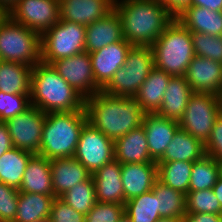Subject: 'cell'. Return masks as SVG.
Wrapping results in <instances>:
<instances>
[{
    "label": "cell",
    "instance_id": "6da1fadb",
    "mask_svg": "<svg viewBox=\"0 0 222 222\" xmlns=\"http://www.w3.org/2000/svg\"><path fill=\"white\" fill-rule=\"evenodd\" d=\"M87 121L115 142L142 125L145 112L135 97H118L102 90L85 99Z\"/></svg>",
    "mask_w": 222,
    "mask_h": 222
},
{
    "label": "cell",
    "instance_id": "7a4b0ae2",
    "mask_svg": "<svg viewBox=\"0 0 222 222\" xmlns=\"http://www.w3.org/2000/svg\"><path fill=\"white\" fill-rule=\"evenodd\" d=\"M123 37L132 46H152L175 16L160 0H115Z\"/></svg>",
    "mask_w": 222,
    "mask_h": 222
},
{
    "label": "cell",
    "instance_id": "3957f363",
    "mask_svg": "<svg viewBox=\"0 0 222 222\" xmlns=\"http://www.w3.org/2000/svg\"><path fill=\"white\" fill-rule=\"evenodd\" d=\"M30 103L44 113L84 110L85 98L65 81L51 64L33 66Z\"/></svg>",
    "mask_w": 222,
    "mask_h": 222
},
{
    "label": "cell",
    "instance_id": "277c9868",
    "mask_svg": "<svg viewBox=\"0 0 222 222\" xmlns=\"http://www.w3.org/2000/svg\"><path fill=\"white\" fill-rule=\"evenodd\" d=\"M87 122L85 109L47 113L38 155L48 160L73 158L81 131Z\"/></svg>",
    "mask_w": 222,
    "mask_h": 222
},
{
    "label": "cell",
    "instance_id": "5b68a950",
    "mask_svg": "<svg viewBox=\"0 0 222 222\" xmlns=\"http://www.w3.org/2000/svg\"><path fill=\"white\" fill-rule=\"evenodd\" d=\"M154 67L171 76H185L195 56L190 31L173 20L152 44Z\"/></svg>",
    "mask_w": 222,
    "mask_h": 222
},
{
    "label": "cell",
    "instance_id": "8992f818",
    "mask_svg": "<svg viewBox=\"0 0 222 222\" xmlns=\"http://www.w3.org/2000/svg\"><path fill=\"white\" fill-rule=\"evenodd\" d=\"M40 34L9 15L0 24V60L33 67L41 62Z\"/></svg>",
    "mask_w": 222,
    "mask_h": 222
},
{
    "label": "cell",
    "instance_id": "52a82bcc",
    "mask_svg": "<svg viewBox=\"0 0 222 222\" xmlns=\"http://www.w3.org/2000/svg\"><path fill=\"white\" fill-rule=\"evenodd\" d=\"M154 68V53L150 46H132L124 65L102 89L106 94L118 97H135L140 86Z\"/></svg>",
    "mask_w": 222,
    "mask_h": 222
},
{
    "label": "cell",
    "instance_id": "ba28073f",
    "mask_svg": "<svg viewBox=\"0 0 222 222\" xmlns=\"http://www.w3.org/2000/svg\"><path fill=\"white\" fill-rule=\"evenodd\" d=\"M41 62H52L85 52L86 26L59 20L40 35Z\"/></svg>",
    "mask_w": 222,
    "mask_h": 222
},
{
    "label": "cell",
    "instance_id": "9c48e42d",
    "mask_svg": "<svg viewBox=\"0 0 222 222\" xmlns=\"http://www.w3.org/2000/svg\"><path fill=\"white\" fill-rule=\"evenodd\" d=\"M222 112V96L194 92L187 102L180 128L200 140L207 142L216 118Z\"/></svg>",
    "mask_w": 222,
    "mask_h": 222
},
{
    "label": "cell",
    "instance_id": "30bf717a",
    "mask_svg": "<svg viewBox=\"0 0 222 222\" xmlns=\"http://www.w3.org/2000/svg\"><path fill=\"white\" fill-rule=\"evenodd\" d=\"M73 158L93 174L115 159L114 142L87 122L81 131Z\"/></svg>",
    "mask_w": 222,
    "mask_h": 222
},
{
    "label": "cell",
    "instance_id": "8fae6325",
    "mask_svg": "<svg viewBox=\"0 0 222 222\" xmlns=\"http://www.w3.org/2000/svg\"><path fill=\"white\" fill-rule=\"evenodd\" d=\"M46 113L35 106L6 121L14 147L39 154Z\"/></svg>",
    "mask_w": 222,
    "mask_h": 222
},
{
    "label": "cell",
    "instance_id": "7c38bea8",
    "mask_svg": "<svg viewBox=\"0 0 222 222\" xmlns=\"http://www.w3.org/2000/svg\"><path fill=\"white\" fill-rule=\"evenodd\" d=\"M17 23L40 35L60 20L59 0H18L8 12Z\"/></svg>",
    "mask_w": 222,
    "mask_h": 222
},
{
    "label": "cell",
    "instance_id": "4fadbf2b",
    "mask_svg": "<svg viewBox=\"0 0 222 222\" xmlns=\"http://www.w3.org/2000/svg\"><path fill=\"white\" fill-rule=\"evenodd\" d=\"M58 74L85 99L102 89L95 83L88 52H82L51 63Z\"/></svg>",
    "mask_w": 222,
    "mask_h": 222
},
{
    "label": "cell",
    "instance_id": "5bb4252c",
    "mask_svg": "<svg viewBox=\"0 0 222 222\" xmlns=\"http://www.w3.org/2000/svg\"><path fill=\"white\" fill-rule=\"evenodd\" d=\"M131 47L132 45L123 39L89 53L94 80L101 89L109 83L113 75L124 65Z\"/></svg>",
    "mask_w": 222,
    "mask_h": 222
},
{
    "label": "cell",
    "instance_id": "9a60e30c",
    "mask_svg": "<svg viewBox=\"0 0 222 222\" xmlns=\"http://www.w3.org/2000/svg\"><path fill=\"white\" fill-rule=\"evenodd\" d=\"M185 78L193 92L222 96V63L220 62L194 56Z\"/></svg>",
    "mask_w": 222,
    "mask_h": 222
},
{
    "label": "cell",
    "instance_id": "2e32d148",
    "mask_svg": "<svg viewBox=\"0 0 222 222\" xmlns=\"http://www.w3.org/2000/svg\"><path fill=\"white\" fill-rule=\"evenodd\" d=\"M148 143L149 154L157 162L164 154L176 131L179 122L167 119L157 113H145L142 120Z\"/></svg>",
    "mask_w": 222,
    "mask_h": 222
},
{
    "label": "cell",
    "instance_id": "e0dca14e",
    "mask_svg": "<svg viewBox=\"0 0 222 222\" xmlns=\"http://www.w3.org/2000/svg\"><path fill=\"white\" fill-rule=\"evenodd\" d=\"M60 19L88 26L114 9L115 0H60Z\"/></svg>",
    "mask_w": 222,
    "mask_h": 222
},
{
    "label": "cell",
    "instance_id": "ac0fdd59",
    "mask_svg": "<svg viewBox=\"0 0 222 222\" xmlns=\"http://www.w3.org/2000/svg\"><path fill=\"white\" fill-rule=\"evenodd\" d=\"M123 39L122 21L114 8L106 16L86 26L85 51L92 53Z\"/></svg>",
    "mask_w": 222,
    "mask_h": 222
},
{
    "label": "cell",
    "instance_id": "d6986e66",
    "mask_svg": "<svg viewBox=\"0 0 222 222\" xmlns=\"http://www.w3.org/2000/svg\"><path fill=\"white\" fill-rule=\"evenodd\" d=\"M96 200L101 203H126L121 179V164L112 160L92 174Z\"/></svg>",
    "mask_w": 222,
    "mask_h": 222
},
{
    "label": "cell",
    "instance_id": "ffe728a7",
    "mask_svg": "<svg viewBox=\"0 0 222 222\" xmlns=\"http://www.w3.org/2000/svg\"><path fill=\"white\" fill-rule=\"evenodd\" d=\"M125 201L152 190L158 179L157 163L121 164Z\"/></svg>",
    "mask_w": 222,
    "mask_h": 222
},
{
    "label": "cell",
    "instance_id": "44dd1931",
    "mask_svg": "<svg viewBox=\"0 0 222 222\" xmlns=\"http://www.w3.org/2000/svg\"><path fill=\"white\" fill-rule=\"evenodd\" d=\"M50 164L55 197L92 177V173L75 158L52 159Z\"/></svg>",
    "mask_w": 222,
    "mask_h": 222
},
{
    "label": "cell",
    "instance_id": "7402d4cb",
    "mask_svg": "<svg viewBox=\"0 0 222 222\" xmlns=\"http://www.w3.org/2000/svg\"><path fill=\"white\" fill-rule=\"evenodd\" d=\"M115 160L120 164L157 163L148 149L143 126L131 130L114 142Z\"/></svg>",
    "mask_w": 222,
    "mask_h": 222
},
{
    "label": "cell",
    "instance_id": "603a6c76",
    "mask_svg": "<svg viewBox=\"0 0 222 222\" xmlns=\"http://www.w3.org/2000/svg\"><path fill=\"white\" fill-rule=\"evenodd\" d=\"M193 93L185 76H171L163 96L162 105L156 113L179 122Z\"/></svg>",
    "mask_w": 222,
    "mask_h": 222
},
{
    "label": "cell",
    "instance_id": "cb8c5ba5",
    "mask_svg": "<svg viewBox=\"0 0 222 222\" xmlns=\"http://www.w3.org/2000/svg\"><path fill=\"white\" fill-rule=\"evenodd\" d=\"M18 190L20 192L55 196L52 187L50 160L34 154L27 163L22 183Z\"/></svg>",
    "mask_w": 222,
    "mask_h": 222
},
{
    "label": "cell",
    "instance_id": "d4e9b609",
    "mask_svg": "<svg viewBox=\"0 0 222 222\" xmlns=\"http://www.w3.org/2000/svg\"><path fill=\"white\" fill-rule=\"evenodd\" d=\"M175 18L190 32L222 36V11L189 5Z\"/></svg>",
    "mask_w": 222,
    "mask_h": 222
},
{
    "label": "cell",
    "instance_id": "484cf974",
    "mask_svg": "<svg viewBox=\"0 0 222 222\" xmlns=\"http://www.w3.org/2000/svg\"><path fill=\"white\" fill-rule=\"evenodd\" d=\"M204 155V144L191 134L179 128L166 147L163 156L157 162H194L201 159Z\"/></svg>",
    "mask_w": 222,
    "mask_h": 222
},
{
    "label": "cell",
    "instance_id": "4316f807",
    "mask_svg": "<svg viewBox=\"0 0 222 222\" xmlns=\"http://www.w3.org/2000/svg\"><path fill=\"white\" fill-rule=\"evenodd\" d=\"M171 75L153 68L140 86L135 98L145 113H156L162 105L164 93Z\"/></svg>",
    "mask_w": 222,
    "mask_h": 222
},
{
    "label": "cell",
    "instance_id": "83f0119b",
    "mask_svg": "<svg viewBox=\"0 0 222 222\" xmlns=\"http://www.w3.org/2000/svg\"><path fill=\"white\" fill-rule=\"evenodd\" d=\"M31 66L0 60V91L30 95Z\"/></svg>",
    "mask_w": 222,
    "mask_h": 222
},
{
    "label": "cell",
    "instance_id": "f1b7e54d",
    "mask_svg": "<svg viewBox=\"0 0 222 222\" xmlns=\"http://www.w3.org/2000/svg\"><path fill=\"white\" fill-rule=\"evenodd\" d=\"M33 155L16 147L5 152L0 157V182L19 189L27 163Z\"/></svg>",
    "mask_w": 222,
    "mask_h": 222
},
{
    "label": "cell",
    "instance_id": "f546056e",
    "mask_svg": "<svg viewBox=\"0 0 222 222\" xmlns=\"http://www.w3.org/2000/svg\"><path fill=\"white\" fill-rule=\"evenodd\" d=\"M55 198L50 195L19 192L17 213L13 222H32L43 217H50Z\"/></svg>",
    "mask_w": 222,
    "mask_h": 222
},
{
    "label": "cell",
    "instance_id": "4dcf8cb0",
    "mask_svg": "<svg viewBox=\"0 0 222 222\" xmlns=\"http://www.w3.org/2000/svg\"><path fill=\"white\" fill-rule=\"evenodd\" d=\"M192 167L193 162H157L158 180L186 195L189 192Z\"/></svg>",
    "mask_w": 222,
    "mask_h": 222
},
{
    "label": "cell",
    "instance_id": "1f68e13d",
    "mask_svg": "<svg viewBox=\"0 0 222 222\" xmlns=\"http://www.w3.org/2000/svg\"><path fill=\"white\" fill-rule=\"evenodd\" d=\"M157 196L158 210L161 217L184 218L186 215V195L181 191L164 185L158 179L153 188Z\"/></svg>",
    "mask_w": 222,
    "mask_h": 222
},
{
    "label": "cell",
    "instance_id": "d6a6232c",
    "mask_svg": "<svg viewBox=\"0 0 222 222\" xmlns=\"http://www.w3.org/2000/svg\"><path fill=\"white\" fill-rule=\"evenodd\" d=\"M220 175L219 161L208 155L193 162L189 192L212 189Z\"/></svg>",
    "mask_w": 222,
    "mask_h": 222
},
{
    "label": "cell",
    "instance_id": "836d02e7",
    "mask_svg": "<svg viewBox=\"0 0 222 222\" xmlns=\"http://www.w3.org/2000/svg\"><path fill=\"white\" fill-rule=\"evenodd\" d=\"M125 213L132 222H156L162 218L158 210L157 196L153 190L126 201Z\"/></svg>",
    "mask_w": 222,
    "mask_h": 222
},
{
    "label": "cell",
    "instance_id": "e575fe53",
    "mask_svg": "<svg viewBox=\"0 0 222 222\" xmlns=\"http://www.w3.org/2000/svg\"><path fill=\"white\" fill-rule=\"evenodd\" d=\"M59 198L77 212L86 215L97 203L93 178L78 183Z\"/></svg>",
    "mask_w": 222,
    "mask_h": 222
},
{
    "label": "cell",
    "instance_id": "d590c367",
    "mask_svg": "<svg viewBox=\"0 0 222 222\" xmlns=\"http://www.w3.org/2000/svg\"><path fill=\"white\" fill-rule=\"evenodd\" d=\"M186 213H210L222 215V206L212 189L188 192Z\"/></svg>",
    "mask_w": 222,
    "mask_h": 222
},
{
    "label": "cell",
    "instance_id": "8d00e7d4",
    "mask_svg": "<svg viewBox=\"0 0 222 222\" xmlns=\"http://www.w3.org/2000/svg\"><path fill=\"white\" fill-rule=\"evenodd\" d=\"M195 56L222 63V36L190 32Z\"/></svg>",
    "mask_w": 222,
    "mask_h": 222
},
{
    "label": "cell",
    "instance_id": "74e56055",
    "mask_svg": "<svg viewBox=\"0 0 222 222\" xmlns=\"http://www.w3.org/2000/svg\"><path fill=\"white\" fill-rule=\"evenodd\" d=\"M31 106L30 95L0 91V121L6 122Z\"/></svg>",
    "mask_w": 222,
    "mask_h": 222
},
{
    "label": "cell",
    "instance_id": "f35d334b",
    "mask_svg": "<svg viewBox=\"0 0 222 222\" xmlns=\"http://www.w3.org/2000/svg\"><path fill=\"white\" fill-rule=\"evenodd\" d=\"M124 213V204L97 202L86 214L85 222H118Z\"/></svg>",
    "mask_w": 222,
    "mask_h": 222
},
{
    "label": "cell",
    "instance_id": "ab89813d",
    "mask_svg": "<svg viewBox=\"0 0 222 222\" xmlns=\"http://www.w3.org/2000/svg\"><path fill=\"white\" fill-rule=\"evenodd\" d=\"M19 190L0 182V222H13L17 213Z\"/></svg>",
    "mask_w": 222,
    "mask_h": 222
},
{
    "label": "cell",
    "instance_id": "60d3db41",
    "mask_svg": "<svg viewBox=\"0 0 222 222\" xmlns=\"http://www.w3.org/2000/svg\"><path fill=\"white\" fill-rule=\"evenodd\" d=\"M85 216L66 204L59 197L52 203L50 218L52 222H85Z\"/></svg>",
    "mask_w": 222,
    "mask_h": 222
},
{
    "label": "cell",
    "instance_id": "b9f144b4",
    "mask_svg": "<svg viewBox=\"0 0 222 222\" xmlns=\"http://www.w3.org/2000/svg\"><path fill=\"white\" fill-rule=\"evenodd\" d=\"M205 155L217 161L222 160V112L216 118L209 139L204 144Z\"/></svg>",
    "mask_w": 222,
    "mask_h": 222
},
{
    "label": "cell",
    "instance_id": "7bdbcfd3",
    "mask_svg": "<svg viewBox=\"0 0 222 222\" xmlns=\"http://www.w3.org/2000/svg\"><path fill=\"white\" fill-rule=\"evenodd\" d=\"M222 215L210 213H186L183 222H221Z\"/></svg>",
    "mask_w": 222,
    "mask_h": 222
},
{
    "label": "cell",
    "instance_id": "ee69618b",
    "mask_svg": "<svg viewBox=\"0 0 222 222\" xmlns=\"http://www.w3.org/2000/svg\"><path fill=\"white\" fill-rule=\"evenodd\" d=\"M13 147L7 124L0 121V157Z\"/></svg>",
    "mask_w": 222,
    "mask_h": 222
},
{
    "label": "cell",
    "instance_id": "f6af8a7d",
    "mask_svg": "<svg viewBox=\"0 0 222 222\" xmlns=\"http://www.w3.org/2000/svg\"><path fill=\"white\" fill-rule=\"evenodd\" d=\"M160 1L175 17L190 5V0H160Z\"/></svg>",
    "mask_w": 222,
    "mask_h": 222
},
{
    "label": "cell",
    "instance_id": "bcb514c9",
    "mask_svg": "<svg viewBox=\"0 0 222 222\" xmlns=\"http://www.w3.org/2000/svg\"><path fill=\"white\" fill-rule=\"evenodd\" d=\"M190 5L208 8L211 11H222V0H190Z\"/></svg>",
    "mask_w": 222,
    "mask_h": 222
},
{
    "label": "cell",
    "instance_id": "7dc6e473",
    "mask_svg": "<svg viewBox=\"0 0 222 222\" xmlns=\"http://www.w3.org/2000/svg\"><path fill=\"white\" fill-rule=\"evenodd\" d=\"M212 190L222 206V176L221 175H219Z\"/></svg>",
    "mask_w": 222,
    "mask_h": 222
},
{
    "label": "cell",
    "instance_id": "c3c4849f",
    "mask_svg": "<svg viewBox=\"0 0 222 222\" xmlns=\"http://www.w3.org/2000/svg\"><path fill=\"white\" fill-rule=\"evenodd\" d=\"M17 2L18 0H0V6L8 13Z\"/></svg>",
    "mask_w": 222,
    "mask_h": 222
},
{
    "label": "cell",
    "instance_id": "681fc988",
    "mask_svg": "<svg viewBox=\"0 0 222 222\" xmlns=\"http://www.w3.org/2000/svg\"><path fill=\"white\" fill-rule=\"evenodd\" d=\"M156 222H183L182 218L162 217Z\"/></svg>",
    "mask_w": 222,
    "mask_h": 222
},
{
    "label": "cell",
    "instance_id": "f907efd6",
    "mask_svg": "<svg viewBox=\"0 0 222 222\" xmlns=\"http://www.w3.org/2000/svg\"><path fill=\"white\" fill-rule=\"evenodd\" d=\"M8 16V13L0 6V24Z\"/></svg>",
    "mask_w": 222,
    "mask_h": 222
},
{
    "label": "cell",
    "instance_id": "816d5d0a",
    "mask_svg": "<svg viewBox=\"0 0 222 222\" xmlns=\"http://www.w3.org/2000/svg\"><path fill=\"white\" fill-rule=\"evenodd\" d=\"M118 222H132V220L129 218V216L126 213H124Z\"/></svg>",
    "mask_w": 222,
    "mask_h": 222
},
{
    "label": "cell",
    "instance_id": "f5cc1de1",
    "mask_svg": "<svg viewBox=\"0 0 222 222\" xmlns=\"http://www.w3.org/2000/svg\"><path fill=\"white\" fill-rule=\"evenodd\" d=\"M32 222H52L50 217H43Z\"/></svg>",
    "mask_w": 222,
    "mask_h": 222
},
{
    "label": "cell",
    "instance_id": "db71d44e",
    "mask_svg": "<svg viewBox=\"0 0 222 222\" xmlns=\"http://www.w3.org/2000/svg\"><path fill=\"white\" fill-rule=\"evenodd\" d=\"M219 165H220V175L222 176V160L219 161Z\"/></svg>",
    "mask_w": 222,
    "mask_h": 222
}]
</instances>
